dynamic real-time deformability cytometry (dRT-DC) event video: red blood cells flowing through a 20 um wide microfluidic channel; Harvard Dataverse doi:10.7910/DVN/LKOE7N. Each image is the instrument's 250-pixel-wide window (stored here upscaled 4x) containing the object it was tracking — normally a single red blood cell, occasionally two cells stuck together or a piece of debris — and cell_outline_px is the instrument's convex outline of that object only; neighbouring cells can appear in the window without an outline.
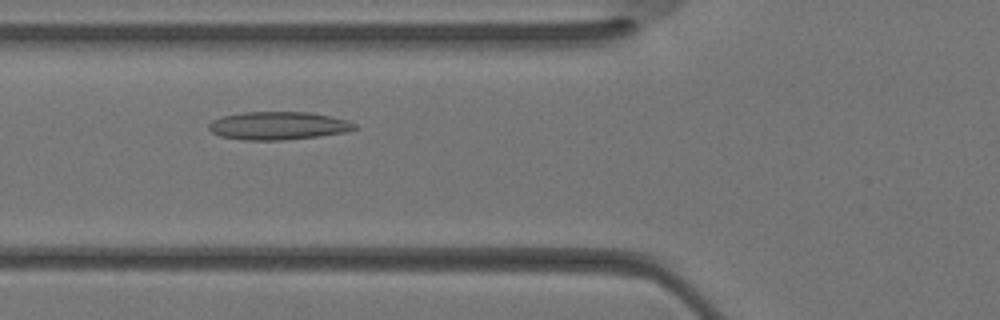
{"species": "Egyptian fruit bat (a non-hibernating species)", "species_latin": "Rousettus aegyptiacus", "temperature_condition": "warm", "stored_images_in_passage": 19, "camera_frame_rate_fps": 3000, "um_per_image_px": 0.085, "animal": {"sex": "female"}, "frame": {"image": 1, "passage_image": 7, "time_ms": 2.0, "image_size_px": [1000, 320], "cell_outline_px": [[356, 128], [348, 132], [320, 136], [284, 140], [244, 140], [220, 136], [212, 132], [208, 128], [208, 124], [212, 120], [220, 116], [244, 112], [308, 112], [332, 116], [348, 120], [356, 124]], "centroid_in_image_um": [23.65, 10.68], "position_along_channel_um": 102.1, "area_um2": 24.04}}
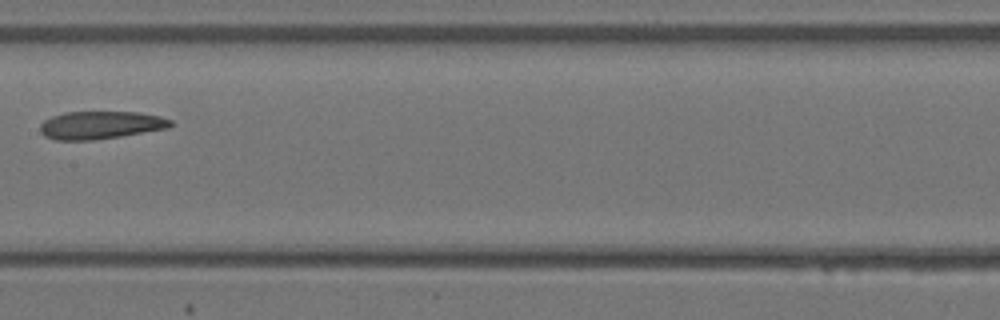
{"frame": {"image": 2, "passage_image": 12, "time_ms": 3.667, "image_size_px": [1000, 320], "cell_outline_px": [[172, 124], [168, 128], [120, 136], [92, 140], [56, 140], [44, 136], [40, 132], [40, 124], [44, 120], [52, 116], [64, 112], [140, 112], [160, 116], [172, 120]], "centroid_in_image_um": [8.52, 10.63], "position_along_channel_um": 198.9, "area_um2": 21.15}}
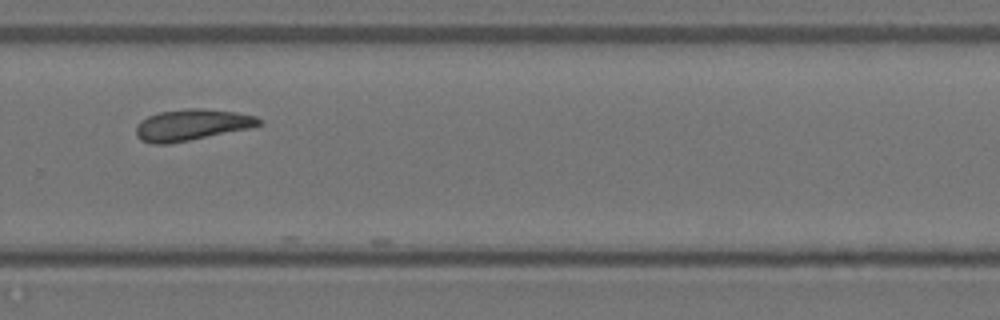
{"frame": {"image": 3, "passage_image": 18, "time_ms": 5.667, "image_size_px": [1000, 320], "cell_outline_px": [[264, 120], [260, 124], [248, 128], [168, 144], [152, 144], [140, 140], [136, 136], [136, 124], [140, 120], [148, 116], [160, 112], [188, 108], [200, 108], [236, 112], [256, 116]], "centroid_in_image_um": [16.25, 10.61], "position_along_channel_um": 313.5, "area_um2": 22.25}}